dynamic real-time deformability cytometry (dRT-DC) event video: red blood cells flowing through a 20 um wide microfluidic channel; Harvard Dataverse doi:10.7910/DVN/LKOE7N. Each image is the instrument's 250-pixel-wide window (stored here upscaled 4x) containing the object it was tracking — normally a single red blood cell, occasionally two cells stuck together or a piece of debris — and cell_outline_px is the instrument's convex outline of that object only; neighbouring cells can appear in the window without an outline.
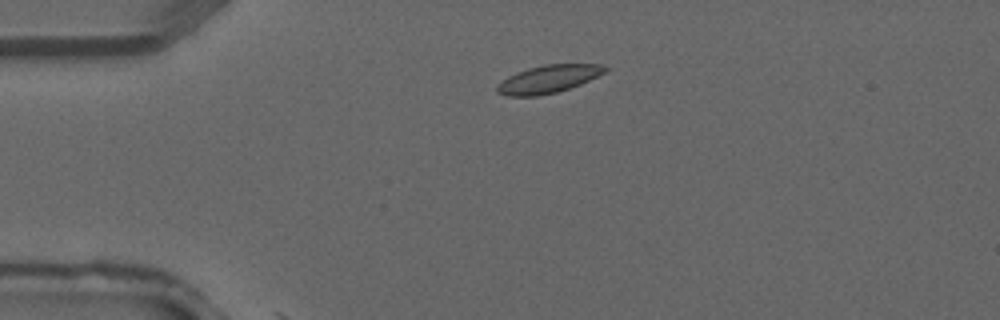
{"species": "common noctule bat (a hibernating species)", "species_latin": "Nyctalus noctula", "temperature_condition": "warm", "stored_images_in_passage": 3, "camera_frame_rate_fps": 3000, "um_per_image_px": 0.085, "animal": {"sex": "male", "forearm_length_mm": 52.5}, "frame": {"image": 1, "passage_image": 2, "time_ms": 0.333, "image_size_px": [1000, 320], "cell_outline_px": [[608, 68], [604, 72], [580, 84], [556, 92], [536, 96], [504, 96], [496, 92], [496, 84], [508, 76], [516, 72], [528, 68], [544, 64], [600, 64]], "centroid_in_image_um": [46.53, 6.72], "position_along_channel_um": 38.5, "area_um2": 17.4}}